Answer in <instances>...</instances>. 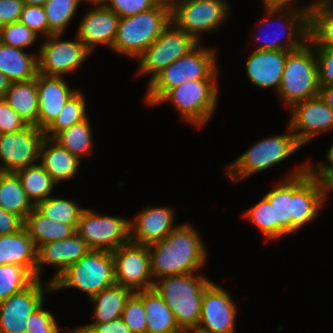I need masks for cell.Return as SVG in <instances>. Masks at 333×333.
<instances>
[{"mask_svg": "<svg viewBox=\"0 0 333 333\" xmlns=\"http://www.w3.org/2000/svg\"><path fill=\"white\" fill-rule=\"evenodd\" d=\"M309 160L275 183L264 197L274 208V240L302 229L324 208L321 182L308 169Z\"/></svg>", "mask_w": 333, "mask_h": 333, "instance_id": "1", "label": "cell"}, {"mask_svg": "<svg viewBox=\"0 0 333 333\" xmlns=\"http://www.w3.org/2000/svg\"><path fill=\"white\" fill-rule=\"evenodd\" d=\"M154 281L173 275L202 271L208 260L207 247L191 223H180L161 241L148 245Z\"/></svg>", "mask_w": 333, "mask_h": 333, "instance_id": "2", "label": "cell"}, {"mask_svg": "<svg viewBox=\"0 0 333 333\" xmlns=\"http://www.w3.org/2000/svg\"><path fill=\"white\" fill-rule=\"evenodd\" d=\"M216 48L198 45L189 54L175 60L148 84L144 102L155 104L171 89L194 80H217L219 78Z\"/></svg>", "mask_w": 333, "mask_h": 333, "instance_id": "3", "label": "cell"}, {"mask_svg": "<svg viewBox=\"0 0 333 333\" xmlns=\"http://www.w3.org/2000/svg\"><path fill=\"white\" fill-rule=\"evenodd\" d=\"M316 4L311 2L307 6L300 8L268 7L263 5L265 11L263 15L265 17L260 22H257L258 32L252 34L254 36L251 37L254 39L253 42L257 39L259 42L255 50L294 51L301 48L309 40V14ZM274 20L276 22L280 21L279 26L277 25L279 27L277 30L283 28L282 31H270L271 34L262 32L264 28H270L272 23L269 24V22Z\"/></svg>", "mask_w": 333, "mask_h": 333, "instance_id": "4", "label": "cell"}, {"mask_svg": "<svg viewBox=\"0 0 333 333\" xmlns=\"http://www.w3.org/2000/svg\"><path fill=\"white\" fill-rule=\"evenodd\" d=\"M170 23L169 0H161L152 9L120 18L110 50L136 60Z\"/></svg>", "mask_w": 333, "mask_h": 333, "instance_id": "5", "label": "cell"}, {"mask_svg": "<svg viewBox=\"0 0 333 333\" xmlns=\"http://www.w3.org/2000/svg\"><path fill=\"white\" fill-rule=\"evenodd\" d=\"M212 282L204 273H190L162 277L155 281L154 289L174 313L183 330L196 329L205 288Z\"/></svg>", "mask_w": 333, "mask_h": 333, "instance_id": "6", "label": "cell"}, {"mask_svg": "<svg viewBox=\"0 0 333 333\" xmlns=\"http://www.w3.org/2000/svg\"><path fill=\"white\" fill-rule=\"evenodd\" d=\"M286 133L274 134L256 141L244 153L225 167V173L234 184L252 175L266 171L288 159L302 147L287 125Z\"/></svg>", "mask_w": 333, "mask_h": 333, "instance_id": "7", "label": "cell"}, {"mask_svg": "<svg viewBox=\"0 0 333 333\" xmlns=\"http://www.w3.org/2000/svg\"><path fill=\"white\" fill-rule=\"evenodd\" d=\"M115 284L112 252L90 250L52 283V290L55 293L57 290L73 288L92 298Z\"/></svg>", "mask_w": 333, "mask_h": 333, "instance_id": "8", "label": "cell"}, {"mask_svg": "<svg viewBox=\"0 0 333 333\" xmlns=\"http://www.w3.org/2000/svg\"><path fill=\"white\" fill-rule=\"evenodd\" d=\"M319 90L317 56L308 41L301 48L287 53L277 94L290 109L303 100L318 96Z\"/></svg>", "mask_w": 333, "mask_h": 333, "instance_id": "9", "label": "cell"}, {"mask_svg": "<svg viewBox=\"0 0 333 333\" xmlns=\"http://www.w3.org/2000/svg\"><path fill=\"white\" fill-rule=\"evenodd\" d=\"M219 91L218 80L187 81L169 90L155 105L169 102L182 121L201 129L214 115Z\"/></svg>", "mask_w": 333, "mask_h": 333, "instance_id": "10", "label": "cell"}, {"mask_svg": "<svg viewBox=\"0 0 333 333\" xmlns=\"http://www.w3.org/2000/svg\"><path fill=\"white\" fill-rule=\"evenodd\" d=\"M169 2L171 22L200 43L204 33L216 32L231 13L230 3L227 0H169Z\"/></svg>", "mask_w": 333, "mask_h": 333, "instance_id": "11", "label": "cell"}, {"mask_svg": "<svg viewBox=\"0 0 333 333\" xmlns=\"http://www.w3.org/2000/svg\"><path fill=\"white\" fill-rule=\"evenodd\" d=\"M200 42L177 28L172 22L162 34L136 59L137 75H151L147 84L163 69L189 54Z\"/></svg>", "mask_w": 333, "mask_h": 333, "instance_id": "12", "label": "cell"}, {"mask_svg": "<svg viewBox=\"0 0 333 333\" xmlns=\"http://www.w3.org/2000/svg\"><path fill=\"white\" fill-rule=\"evenodd\" d=\"M76 233L91 250L113 252L130 241V219L98 214L95 210L85 208Z\"/></svg>", "mask_w": 333, "mask_h": 333, "instance_id": "13", "label": "cell"}, {"mask_svg": "<svg viewBox=\"0 0 333 333\" xmlns=\"http://www.w3.org/2000/svg\"><path fill=\"white\" fill-rule=\"evenodd\" d=\"M63 34L43 38L37 52L38 73L48 76H66L83 67L92 53L75 34L72 40H61Z\"/></svg>", "mask_w": 333, "mask_h": 333, "instance_id": "14", "label": "cell"}, {"mask_svg": "<svg viewBox=\"0 0 333 333\" xmlns=\"http://www.w3.org/2000/svg\"><path fill=\"white\" fill-rule=\"evenodd\" d=\"M115 282L134 292L154 287L148 245L128 241L112 252Z\"/></svg>", "mask_w": 333, "mask_h": 333, "instance_id": "15", "label": "cell"}, {"mask_svg": "<svg viewBox=\"0 0 333 333\" xmlns=\"http://www.w3.org/2000/svg\"><path fill=\"white\" fill-rule=\"evenodd\" d=\"M44 138V131L34 125L17 132L0 134V172L16 173L38 163Z\"/></svg>", "mask_w": 333, "mask_h": 333, "instance_id": "16", "label": "cell"}, {"mask_svg": "<svg viewBox=\"0 0 333 333\" xmlns=\"http://www.w3.org/2000/svg\"><path fill=\"white\" fill-rule=\"evenodd\" d=\"M52 292V283L35 279L24 290L0 302V333H25L27 319Z\"/></svg>", "mask_w": 333, "mask_h": 333, "instance_id": "17", "label": "cell"}, {"mask_svg": "<svg viewBox=\"0 0 333 333\" xmlns=\"http://www.w3.org/2000/svg\"><path fill=\"white\" fill-rule=\"evenodd\" d=\"M235 302L229 291L212 281L205 288L196 329L204 333H236Z\"/></svg>", "mask_w": 333, "mask_h": 333, "instance_id": "18", "label": "cell"}, {"mask_svg": "<svg viewBox=\"0 0 333 333\" xmlns=\"http://www.w3.org/2000/svg\"><path fill=\"white\" fill-rule=\"evenodd\" d=\"M289 110L288 126L302 147L320 134L333 130V110L320 95L303 100Z\"/></svg>", "mask_w": 333, "mask_h": 333, "instance_id": "19", "label": "cell"}, {"mask_svg": "<svg viewBox=\"0 0 333 333\" xmlns=\"http://www.w3.org/2000/svg\"><path fill=\"white\" fill-rule=\"evenodd\" d=\"M90 250L77 233L65 239L42 244L37 249L36 279H42V267L48 264L56 268L53 276L48 279L53 283L70 265L76 263Z\"/></svg>", "mask_w": 333, "mask_h": 333, "instance_id": "20", "label": "cell"}, {"mask_svg": "<svg viewBox=\"0 0 333 333\" xmlns=\"http://www.w3.org/2000/svg\"><path fill=\"white\" fill-rule=\"evenodd\" d=\"M119 19L120 17L104 4L91 6L80 19L75 34L91 53L102 44L111 49Z\"/></svg>", "mask_w": 333, "mask_h": 333, "instance_id": "21", "label": "cell"}, {"mask_svg": "<svg viewBox=\"0 0 333 333\" xmlns=\"http://www.w3.org/2000/svg\"><path fill=\"white\" fill-rule=\"evenodd\" d=\"M175 210L169 206H147L130 219V241L150 245L161 241L179 224H174Z\"/></svg>", "mask_w": 333, "mask_h": 333, "instance_id": "22", "label": "cell"}, {"mask_svg": "<svg viewBox=\"0 0 333 333\" xmlns=\"http://www.w3.org/2000/svg\"><path fill=\"white\" fill-rule=\"evenodd\" d=\"M79 89H72L63 76L37 73V127L45 131L56 119L67 100Z\"/></svg>", "mask_w": 333, "mask_h": 333, "instance_id": "23", "label": "cell"}, {"mask_svg": "<svg viewBox=\"0 0 333 333\" xmlns=\"http://www.w3.org/2000/svg\"><path fill=\"white\" fill-rule=\"evenodd\" d=\"M289 51L254 50L245 67L251 84L259 89L275 88L278 92Z\"/></svg>", "mask_w": 333, "mask_h": 333, "instance_id": "24", "label": "cell"}, {"mask_svg": "<svg viewBox=\"0 0 333 333\" xmlns=\"http://www.w3.org/2000/svg\"><path fill=\"white\" fill-rule=\"evenodd\" d=\"M25 267L36 278L37 248L24 226L15 233L0 235V265Z\"/></svg>", "mask_w": 333, "mask_h": 333, "instance_id": "25", "label": "cell"}, {"mask_svg": "<svg viewBox=\"0 0 333 333\" xmlns=\"http://www.w3.org/2000/svg\"><path fill=\"white\" fill-rule=\"evenodd\" d=\"M40 164L58 184L72 180L79 172L81 160L61 147L52 138L45 137L40 147Z\"/></svg>", "mask_w": 333, "mask_h": 333, "instance_id": "26", "label": "cell"}, {"mask_svg": "<svg viewBox=\"0 0 333 333\" xmlns=\"http://www.w3.org/2000/svg\"><path fill=\"white\" fill-rule=\"evenodd\" d=\"M0 72L11 82L35 79L38 73L37 53L0 42Z\"/></svg>", "mask_w": 333, "mask_h": 333, "instance_id": "27", "label": "cell"}, {"mask_svg": "<svg viewBox=\"0 0 333 333\" xmlns=\"http://www.w3.org/2000/svg\"><path fill=\"white\" fill-rule=\"evenodd\" d=\"M142 302L146 310V333H184L174 313L154 288L142 290Z\"/></svg>", "mask_w": 333, "mask_h": 333, "instance_id": "28", "label": "cell"}, {"mask_svg": "<svg viewBox=\"0 0 333 333\" xmlns=\"http://www.w3.org/2000/svg\"><path fill=\"white\" fill-rule=\"evenodd\" d=\"M133 293L130 288L115 284L94 295L90 298L94 306V321L90 323L110 322L121 318L124 307Z\"/></svg>", "mask_w": 333, "mask_h": 333, "instance_id": "29", "label": "cell"}, {"mask_svg": "<svg viewBox=\"0 0 333 333\" xmlns=\"http://www.w3.org/2000/svg\"><path fill=\"white\" fill-rule=\"evenodd\" d=\"M3 98L28 125L37 127V76L27 81L12 82Z\"/></svg>", "mask_w": 333, "mask_h": 333, "instance_id": "30", "label": "cell"}, {"mask_svg": "<svg viewBox=\"0 0 333 333\" xmlns=\"http://www.w3.org/2000/svg\"><path fill=\"white\" fill-rule=\"evenodd\" d=\"M0 207L23 221L35 208L25 193L17 173L0 172Z\"/></svg>", "mask_w": 333, "mask_h": 333, "instance_id": "31", "label": "cell"}, {"mask_svg": "<svg viewBox=\"0 0 333 333\" xmlns=\"http://www.w3.org/2000/svg\"><path fill=\"white\" fill-rule=\"evenodd\" d=\"M24 228L38 249L42 244L72 236L76 230L45 217L34 208L24 220Z\"/></svg>", "mask_w": 333, "mask_h": 333, "instance_id": "32", "label": "cell"}, {"mask_svg": "<svg viewBox=\"0 0 333 333\" xmlns=\"http://www.w3.org/2000/svg\"><path fill=\"white\" fill-rule=\"evenodd\" d=\"M89 119L87 117L85 120L73 124L57 133L52 139L80 160L88 157L94 151L93 128Z\"/></svg>", "mask_w": 333, "mask_h": 333, "instance_id": "33", "label": "cell"}, {"mask_svg": "<svg viewBox=\"0 0 333 333\" xmlns=\"http://www.w3.org/2000/svg\"><path fill=\"white\" fill-rule=\"evenodd\" d=\"M309 42L314 48H333V2H318L309 14Z\"/></svg>", "mask_w": 333, "mask_h": 333, "instance_id": "34", "label": "cell"}, {"mask_svg": "<svg viewBox=\"0 0 333 333\" xmlns=\"http://www.w3.org/2000/svg\"><path fill=\"white\" fill-rule=\"evenodd\" d=\"M21 180L23 189L31 202L36 205L46 200L56 187V182L38 162L16 172Z\"/></svg>", "mask_w": 333, "mask_h": 333, "instance_id": "35", "label": "cell"}, {"mask_svg": "<svg viewBox=\"0 0 333 333\" xmlns=\"http://www.w3.org/2000/svg\"><path fill=\"white\" fill-rule=\"evenodd\" d=\"M74 199L50 196L40 201L35 208L45 217L65 225H70L75 230L85 208L80 207Z\"/></svg>", "mask_w": 333, "mask_h": 333, "instance_id": "36", "label": "cell"}, {"mask_svg": "<svg viewBox=\"0 0 333 333\" xmlns=\"http://www.w3.org/2000/svg\"><path fill=\"white\" fill-rule=\"evenodd\" d=\"M87 104L82 90L74 93L65 103L53 123L44 131L45 137L53 138L57 133L88 117Z\"/></svg>", "mask_w": 333, "mask_h": 333, "instance_id": "37", "label": "cell"}, {"mask_svg": "<svg viewBox=\"0 0 333 333\" xmlns=\"http://www.w3.org/2000/svg\"><path fill=\"white\" fill-rule=\"evenodd\" d=\"M79 5L76 0H48L43 7L49 29L54 34H66L65 30L75 18Z\"/></svg>", "mask_w": 333, "mask_h": 333, "instance_id": "38", "label": "cell"}, {"mask_svg": "<svg viewBox=\"0 0 333 333\" xmlns=\"http://www.w3.org/2000/svg\"><path fill=\"white\" fill-rule=\"evenodd\" d=\"M36 278L23 266L0 265V302L27 288Z\"/></svg>", "mask_w": 333, "mask_h": 333, "instance_id": "39", "label": "cell"}, {"mask_svg": "<svg viewBox=\"0 0 333 333\" xmlns=\"http://www.w3.org/2000/svg\"><path fill=\"white\" fill-rule=\"evenodd\" d=\"M243 217L259 229L265 240L274 241V208L264 196Z\"/></svg>", "mask_w": 333, "mask_h": 333, "instance_id": "40", "label": "cell"}, {"mask_svg": "<svg viewBox=\"0 0 333 333\" xmlns=\"http://www.w3.org/2000/svg\"><path fill=\"white\" fill-rule=\"evenodd\" d=\"M39 36L20 21L0 28V42L21 49L29 48L39 41Z\"/></svg>", "mask_w": 333, "mask_h": 333, "instance_id": "41", "label": "cell"}, {"mask_svg": "<svg viewBox=\"0 0 333 333\" xmlns=\"http://www.w3.org/2000/svg\"><path fill=\"white\" fill-rule=\"evenodd\" d=\"M121 317L133 333H146V310L142 302V290L130 296Z\"/></svg>", "mask_w": 333, "mask_h": 333, "instance_id": "42", "label": "cell"}, {"mask_svg": "<svg viewBox=\"0 0 333 333\" xmlns=\"http://www.w3.org/2000/svg\"><path fill=\"white\" fill-rule=\"evenodd\" d=\"M19 21L25 24L39 37L43 38L54 34L48 27L47 17L43 6L25 4Z\"/></svg>", "mask_w": 333, "mask_h": 333, "instance_id": "43", "label": "cell"}, {"mask_svg": "<svg viewBox=\"0 0 333 333\" xmlns=\"http://www.w3.org/2000/svg\"><path fill=\"white\" fill-rule=\"evenodd\" d=\"M43 302L27 319L25 333H60L55 315L43 308Z\"/></svg>", "mask_w": 333, "mask_h": 333, "instance_id": "44", "label": "cell"}, {"mask_svg": "<svg viewBox=\"0 0 333 333\" xmlns=\"http://www.w3.org/2000/svg\"><path fill=\"white\" fill-rule=\"evenodd\" d=\"M161 0H105L104 5L120 18L152 9Z\"/></svg>", "mask_w": 333, "mask_h": 333, "instance_id": "45", "label": "cell"}, {"mask_svg": "<svg viewBox=\"0 0 333 333\" xmlns=\"http://www.w3.org/2000/svg\"><path fill=\"white\" fill-rule=\"evenodd\" d=\"M28 124L19 114L5 101L0 98V134L13 133L27 127Z\"/></svg>", "mask_w": 333, "mask_h": 333, "instance_id": "46", "label": "cell"}, {"mask_svg": "<svg viewBox=\"0 0 333 333\" xmlns=\"http://www.w3.org/2000/svg\"><path fill=\"white\" fill-rule=\"evenodd\" d=\"M70 333H133L131 328L121 318L110 322L88 323L74 327Z\"/></svg>", "mask_w": 333, "mask_h": 333, "instance_id": "47", "label": "cell"}, {"mask_svg": "<svg viewBox=\"0 0 333 333\" xmlns=\"http://www.w3.org/2000/svg\"><path fill=\"white\" fill-rule=\"evenodd\" d=\"M319 86H333V48H314Z\"/></svg>", "mask_w": 333, "mask_h": 333, "instance_id": "48", "label": "cell"}, {"mask_svg": "<svg viewBox=\"0 0 333 333\" xmlns=\"http://www.w3.org/2000/svg\"><path fill=\"white\" fill-rule=\"evenodd\" d=\"M24 5L22 0H0V28L19 21Z\"/></svg>", "mask_w": 333, "mask_h": 333, "instance_id": "49", "label": "cell"}, {"mask_svg": "<svg viewBox=\"0 0 333 333\" xmlns=\"http://www.w3.org/2000/svg\"><path fill=\"white\" fill-rule=\"evenodd\" d=\"M24 226V221L15 214L0 207V235L18 232Z\"/></svg>", "mask_w": 333, "mask_h": 333, "instance_id": "50", "label": "cell"}, {"mask_svg": "<svg viewBox=\"0 0 333 333\" xmlns=\"http://www.w3.org/2000/svg\"><path fill=\"white\" fill-rule=\"evenodd\" d=\"M311 173L316 178H318L321 182L322 190H323V204L325 207L327 198H329L330 194L332 195V193H333V171H331V172H311Z\"/></svg>", "mask_w": 333, "mask_h": 333, "instance_id": "51", "label": "cell"}, {"mask_svg": "<svg viewBox=\"0 0 333 333\" xmlns=\"http://www.w3.org/2000/svg\"><path fill=\"white\" fill-rule=\"evenodd\" d=\"M326 164L325 163H318V164H314L312 161L308 164V169L311 172H331L333 171V143L331 144V146L329 147V149L327 150L326 153ZM313 163V164H312Z\"/></svg>", "mask_w": 333, "mask_h": 333, "instance_id": "52", "label": "cell"}, {"mask_svg": "<svg viewBox=\"0 0 333 333\" xmlns=\"http://www.w3.org/2000/svg\"><path fill=\"white\" fill-rule=\"evenodd\" d=\"M262 5L268 7L295 8L299 0H261ZM294 3V5H293ZM294 6V7H293Z\"/></svg>", "mask_w": 333, "mask_h": 333, "instance_id": "53", "label": "cell"}, {"mask_svg": "<svg viewBox=\"0 0 333 333\" xmlns=\"http://www.w3.org/2000/svg\"><path fill=\"white\" fill-rule=\"evenodd\" d=\"M319 95L333 110V86H320Z\"/></svg>", "mask_w": 333, "mask_h": 333, "instance_id": "54", "label": "cell"}, {"mask_svg": "<svg viewBox=\"0 0 333 333\" xmlns=\"http://www.w3.org/2000/svg\"><path fill=\"white\" fill-rule=\"evenodd\" d=\"M11 81L0 72V98H3L7 92V90L10 88Z\"/></svg>", "mask_w": 333, "mask_h": 333, "instance_id": "55", "label": "cell"}, {"mask_svg": "<svg viewBox=\"0 0 333 333\" xmlns=\"http://www.w3.org/2000/svg\"><path fill=\"white\" fill-rule=\"evenodd\" d=\"M27 5L43 6L48 0H22Z\"/></svg>", "mask_w": 333, "mask_h": 333, "instance_id": "56", "label": "cell"}, {"mask_svg": "<svg viewBox=\"0 0 333 333\" xmlns=\"http://www.w3.org/2000/svg\"><path fill=\"white\" fill-rule=\"evenodd\" d=\"M79 4L80 3H82V1H83V3H84V1L85 2H87V3H89V4H93L94 6H99V5H102V4H104V2H105V0H76Z\"/></svg>", "mask_w": 333, "mask_h": 333, "instance_id": "57", "label": "cell"}, {"mask_svg": "<svg viewBox=\"0 0 333 333\" xmlns=\"http://www.w3.org/2000/svg\"><path fill=\"white\" fill-rule=\"evenodd\" d=\"M184 333H204V332H201L197 329H189V330L184 331Z\"/></svg>", "mask_w": 333, "mask_h": 333, "instance_id": "58", "label": "cell"}, {"mask_svg": "<svg viewBox=\"0 0 333 333\" xmlns=\"http://www.w3.org/2000/svg\"><path fill=\"white\" fill-rule=\"evenodd\" d=\"M314 3L318 2H333V0H313Z\"/></svg>", "mask_w": 333, "mask_h": 333, "instance_id": "59", "label": "cell"}]
</instances>
